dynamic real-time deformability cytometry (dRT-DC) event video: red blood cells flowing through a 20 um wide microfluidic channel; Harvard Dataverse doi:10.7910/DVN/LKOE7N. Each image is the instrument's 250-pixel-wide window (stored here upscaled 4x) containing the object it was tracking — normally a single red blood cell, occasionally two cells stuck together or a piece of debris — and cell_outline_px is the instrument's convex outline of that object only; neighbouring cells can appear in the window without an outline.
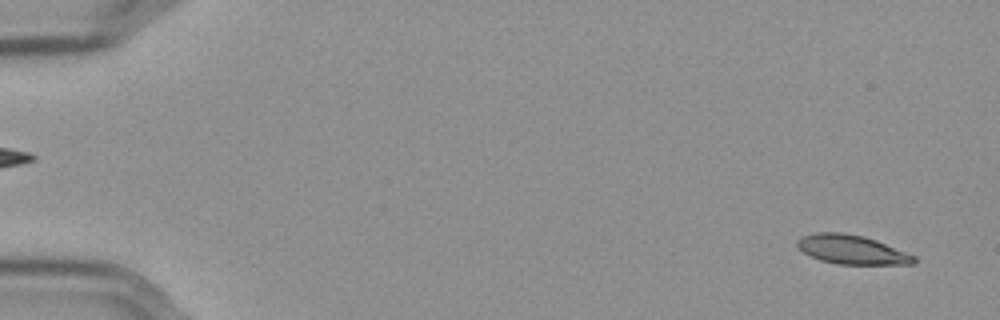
{"species": "Egyptian fruit bat (a non-hibernating species)", "species_latin": "Rousettus aegyptiacus", "temperature_condition": "cold", "stored_images_in_passage": 58, "camera_frame_rate_fps": 3000, "um_per_image_px": 0.085, "frame": {"image": 1, "passage_image": 4, "time_ms": 1.0, "image_size_px": [1000, 320], "cell_outline_px": [[916, 264], [836, 264], [820, 260], [804, 252], [796, 244], [796, 240], [800, 236], [816, 232], [844, 232], [864, 236], [876, 240], [916, 256]], "centroid_in_image_um": [72.39, 21.2], "position_along_channel_um": 12.6, "area_um2": 19.83}}
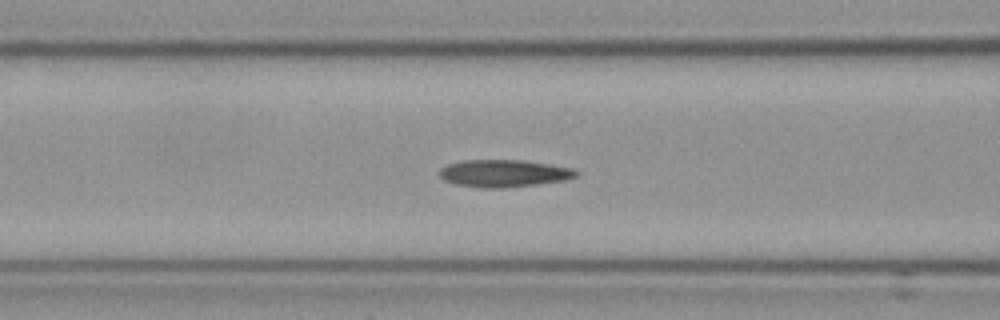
{"frame": {"image": 2, "passage_image": 25, "time_ms": 8.0, "image_size_px": [1000, 320], "cell_outline_px": [[580, 172], [576, 176], [568, 180], [504, 188], [480, 188], [456, 184], [444, 180], [436, 172], [440, 168], [448, 164], [460, 160], [520, 160], [548, 164], [572, 168]], "centroid_in_image_um": [42.8, 14.73], "position_along_channel_um": 123.8, "area_um2": 21.91}}
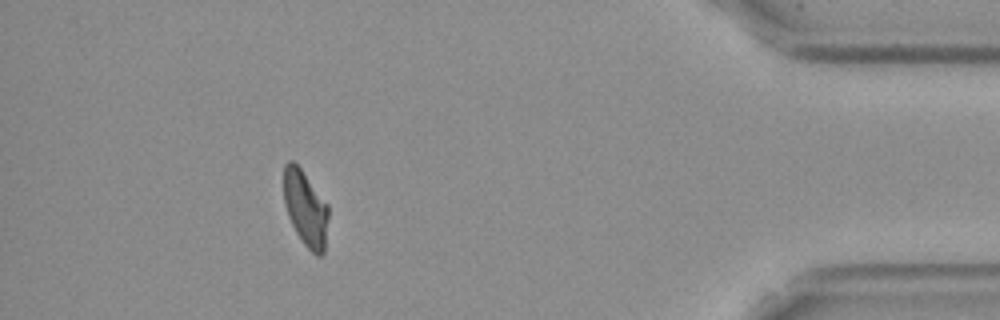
{"frame": {"image": 3, "passage_image": 53, "time_ms": 17.333, "image_size_px": [1000, 320], "cell_outline_px": [[328, 216], [324, 252], [320, 256], [316, 256], [304, 244], [296, 232], [288, 216], [284, 204], [284, 164], [288, 160], [292, 160], [300, 168], [328, 204]], "centroid_in_image_um": [25.96, 17.71], "position_along_channel_um": 409.2, "area_um2": 19.54}, "authors_computed_cell_mechanics": {"area_um2": 20.6346, "velocity_mm_per_s": 3.5756, "shape_relaxation_time_tau1_ms": null, "shape_relaxation_time_tau2_ms": 2.5148, "deformation_change_tau1": null, "deformation_change_tau2": 0.0879}}